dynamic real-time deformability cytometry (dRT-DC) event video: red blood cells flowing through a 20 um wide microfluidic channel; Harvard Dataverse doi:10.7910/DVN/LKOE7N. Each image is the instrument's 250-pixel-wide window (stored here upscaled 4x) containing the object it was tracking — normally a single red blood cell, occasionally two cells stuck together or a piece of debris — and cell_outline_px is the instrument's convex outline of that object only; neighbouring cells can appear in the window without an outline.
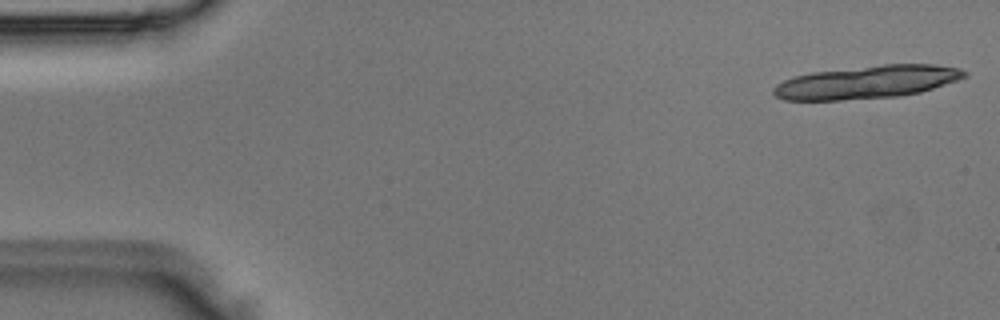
{"species": "Egyptian fruit bat (a non-hibernating species)", "species_latin": "Rousettus aegyptiacus", "temperature_condition": "room temperature", "stored_images_in_passage": 4, "camera_frame_rate_fps": 3000, "um_per_image_px": 0.085, "animal": {"sex": "male"}, "frame": {"image": 1, "passage_image": 1, "time_ms": 0.0, "image_size_px": [1000, 320], "cell_outline_px": [[968, 76], [920, 92], [900, 96], [840, 100], [784, 100], [776, 96], [772, 92], [772, 88], [776, 84], [784, 80], [796, 76], [812, 72], [884, 64], [932, 64], [960, 68], [968, 72]], "centroid_in_image_um": [73.68, 6.98], "position_along_channel_um": 11.3, "area_um2": 36.53}}
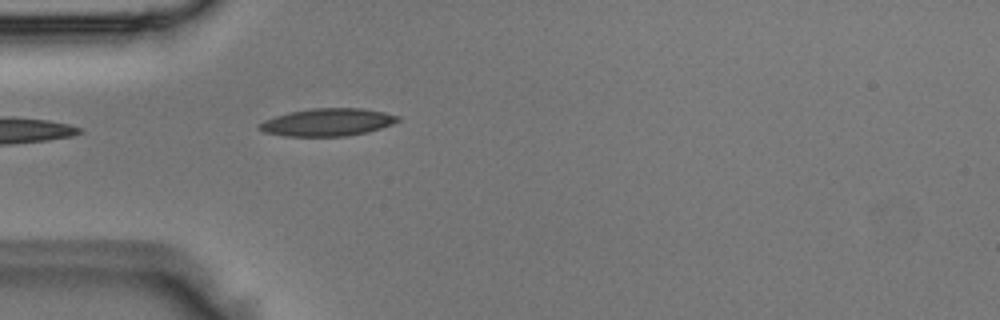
{"frame": {"image": 2, "passage_image": 4, "time_ms": 1.0, "image_size_px": [1000, 320], "cell_outline_px": [[400, 120], [392, 124], [368, 132], [348, 136], [284, 136], [264, 132], [256, 128], [256, 124], [264, 120], [276, 116], [292, 112], [312, 108], [360, 108], [384, 112], [400, 116]], "centroid_in_image_um": [27.82, 10.39], "position_along_channel_um": 57.2, "area_um2": 22.31}}